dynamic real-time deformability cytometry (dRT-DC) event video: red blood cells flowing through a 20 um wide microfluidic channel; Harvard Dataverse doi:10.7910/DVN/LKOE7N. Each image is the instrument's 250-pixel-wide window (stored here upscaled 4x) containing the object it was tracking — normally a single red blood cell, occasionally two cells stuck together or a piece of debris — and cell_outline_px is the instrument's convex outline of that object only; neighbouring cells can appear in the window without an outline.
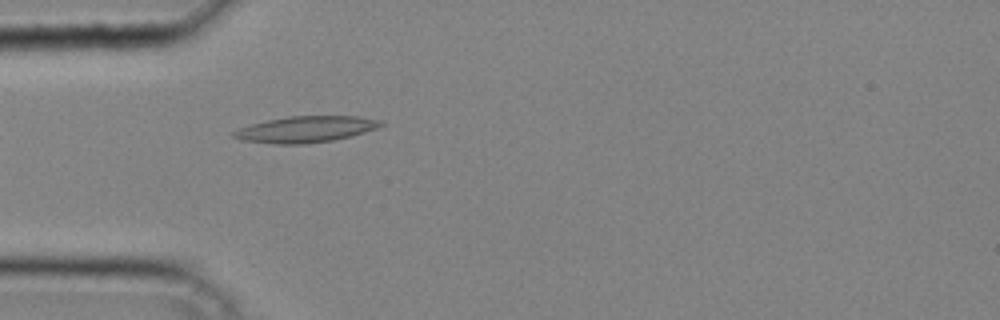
{"species": "common noctule bat (a hibernating species)", "species_latin": "Nyctalus noctula", "temperature_condition": "cold", "stored_images_in_passage": 26, "camera_frame_rate_fps": 3000, "um_per_image_px": 0.085, "animal": {"sex": "male", "body_mass_g": 20.4}, "frame": {"image": 1, "passage_image": 1, "time_ms": 0.0, "image_size_px": [1000, 320], "cell_outline_px": [[384, 124], [376, 128], [352, 136], [332, 140], [304, 144], [276, 144], [240, 140], [232, 136], [232, 132], [240, 128], [252, 124], [268, 120], [288, 116], [360, 116], [384, 120]], "centroid_in_image_um": [26.01, 10.98], "position_along_channel_um": 59.0, "area_um2": 22.48}}
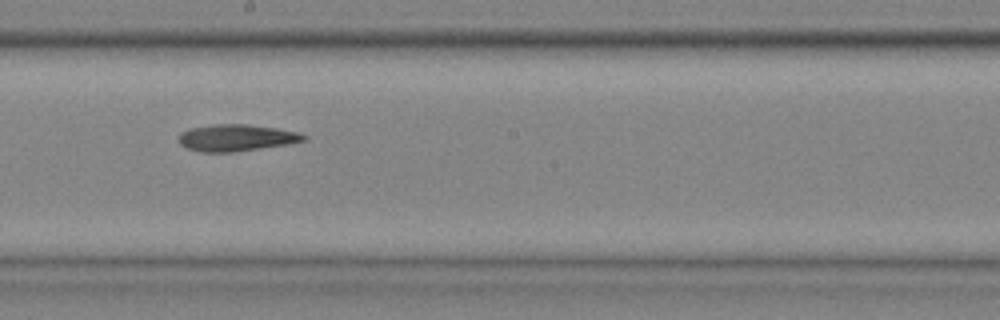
{"frame": {"image": 2, "passage_image": 12, "time_ms": 3.667, "image_size_px": [1000, 320], "cell_outline_px": [[308, 140], [288, 144], [232, 152], [200, 152], [188, 148], [180, 144], [180, 132], [192, 128], [212, 124], [248, 124], [276, 128], [296, 132], [308, 136]], "centroid_in_image_um": [20.11, 11.71], "position_along_channel_um": 228.1, "area_um2": 19.36}}
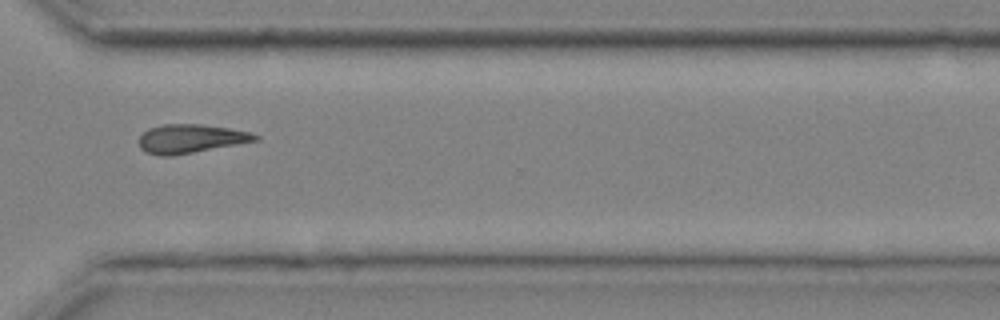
{"frame": {"image": 3, "passage_image": 20, "time_ms": 6.333, "image_size_px": [1000, 320], "cell_outline_px": [[260, 140], [172, 156], [160, 156], [144, 152], [140, 148], [140, 136], [148, 128], [164, 124], [200, 124], [228, 128], [252, 132], [260, 136]], "centroid_in_image_um": [16.22, 11.79], "position_along_channel_um": 354.4, "area_um2": 19.54}}